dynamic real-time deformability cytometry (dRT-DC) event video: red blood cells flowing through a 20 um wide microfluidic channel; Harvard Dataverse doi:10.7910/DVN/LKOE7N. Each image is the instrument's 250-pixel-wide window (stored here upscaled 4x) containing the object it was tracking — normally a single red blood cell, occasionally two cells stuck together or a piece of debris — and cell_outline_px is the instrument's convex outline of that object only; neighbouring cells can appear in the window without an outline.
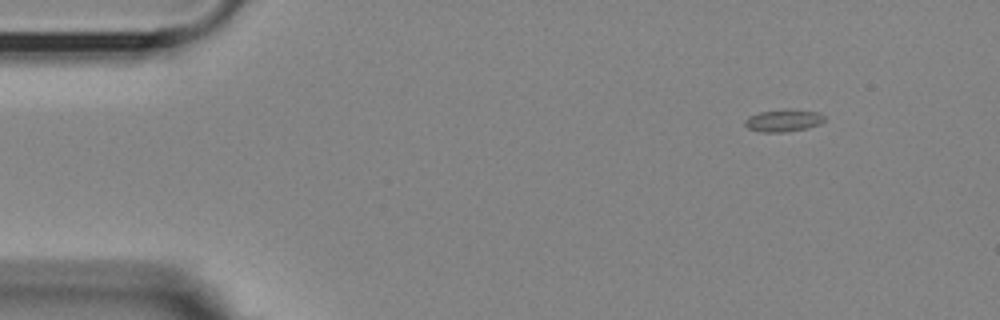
{"species": "Egyptian fruit bat (a non-hibernating species)", "species_latin": "Rousettus aegyptiacus", "temperature_condition": "room temperature", "stored_images_in_passage": 17, "camera_frame_rate_fps": 3000, "um_per_image_px": 0.085, "animal": {"sex": "female"}, "frame": {"image": 1, "passage_image": 7, "time_ms": 2.0, "image_size_px": [1000, 320], "cell_outline_px": [[824, 120], [820, 124], [804, 128], [784, 132], [764, 132], [748, 128], [744, 124], [744, 120], [748, 116], [760, 112], [792, 108], [816, 112], [824, 116]], "centroid_in_image_um": [66.57, 10.23], "position_along_channel_um": 18.4, "area_um2": 10.23}}